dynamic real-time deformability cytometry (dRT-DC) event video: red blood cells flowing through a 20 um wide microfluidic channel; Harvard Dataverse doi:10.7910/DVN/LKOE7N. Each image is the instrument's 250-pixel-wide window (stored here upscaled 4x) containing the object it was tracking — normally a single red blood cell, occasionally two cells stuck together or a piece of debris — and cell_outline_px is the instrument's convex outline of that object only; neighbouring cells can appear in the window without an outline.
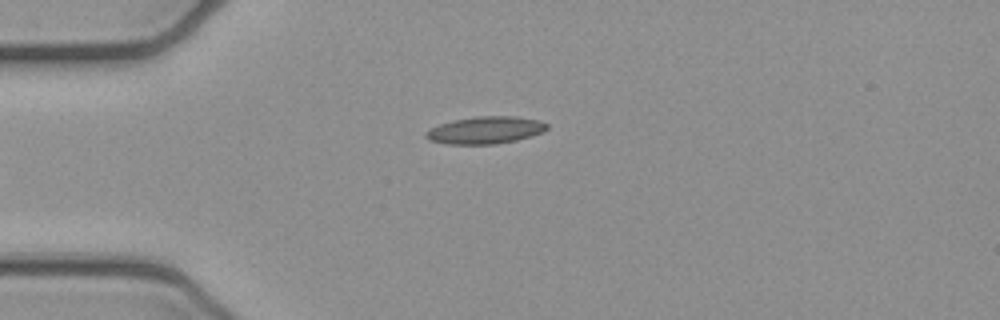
{"species": "common noctule bat (a hibernating species)", "species_latin": "Nyctalus noctula", "temperature_condition": "cold", "stored_images_in_passage": 35, "camera_frame_rate_fps": 3000, "um_per_image_px": 0.085, "animal": {"sex": "female", "body_mass_g": 21.9}, "frame": {"image": 1, "passage_image": 1, "time_ms": 0.0, "image_size_px": [1000, 320], "cell_outline_px": [[548, 128], [544, 132], [532, 136], [516, 140], [496, 144], [448, 144], [428, 140], [424, 136], [424, 132], [428, 128], [440, 124], [456, 120], [476, 116], [512, 116], [540, 120], [548, 124]], "centroid_in_image_um": [41.25, 11.06], "position_along_channel_um": 43.7, "area_um2": 19.36}}
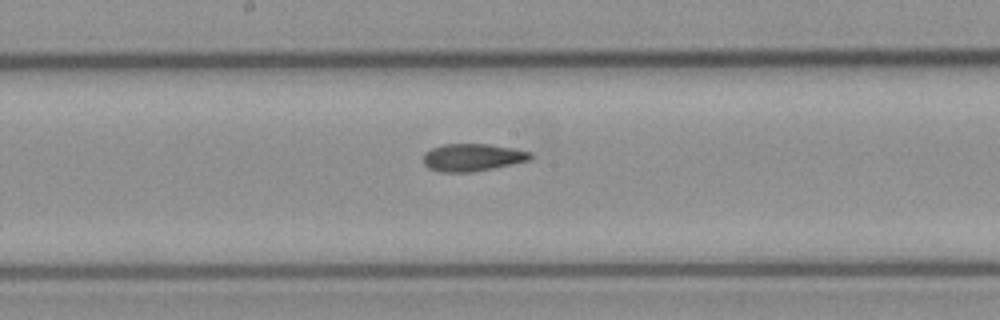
{"frame": {"image": 2, "passage_image": 15, "time_ms": 4.667, "image_size_px": [1000, 320], "cell_outline_px": [[536, 156], [532, 160], [472, 172], [440, 172], [428, 168], [424, 164], [424, 152], [432, 148], [444, 144], [488, 144], [512, 148], [532, 152]], "centroid_in_image_um": [40.2, 13.38], "position_along_channel_um": 208.0, "area_um2": 17.28}}
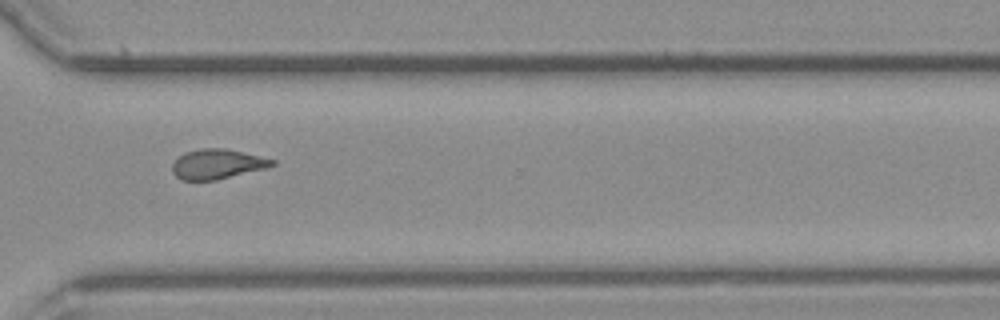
{"frame": {"image": 3, "passage_image": 26, "time_ms": 8.333, "image_size_px": [1000, 320], "cell_outline_px": [[276, 164], [268, 168], [216, 180], [180, 180], [172, 172], [172, 164], [184, 152], [200, 148], [224, 148], [276, 160]], "centroid_in_image_um": [18.47, 13.95], "position_along_channel_um": 352.1, "area_um2": 17.4}, "authors_computed_cell_mechanics": {"area_um2": 17.8602, "velocity_mm_per_s": 3.9406, "shape_relaxation_time_tau1_ms": null, "shape_relaxation_time_tau2_ms": 4.0833, "deformation_change_tau1": null, "deformation_change_tau2": 0.1104}}